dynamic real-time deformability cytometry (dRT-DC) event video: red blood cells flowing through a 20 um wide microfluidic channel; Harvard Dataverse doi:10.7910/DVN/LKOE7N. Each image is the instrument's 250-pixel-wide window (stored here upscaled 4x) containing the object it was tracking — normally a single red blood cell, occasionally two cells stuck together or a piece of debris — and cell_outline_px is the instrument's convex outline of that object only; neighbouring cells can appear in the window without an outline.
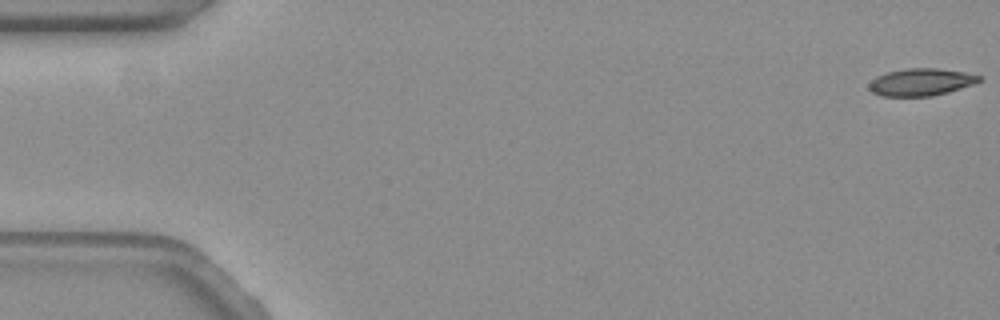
{"species": "common noctule bat (a hibernating species)", "species_latin": "Nyctalus noctula", "temperature_condition": "warm", "stored_images_in_passage": 60, "camera_frame_rate_fps": 3000, "um_per_image_px": 0.085, "animal": {"sex": "female", "body_mass_g": 19.3, "forearm_length_mm": 54.1}, "frame": {"image": 1, "passage_image": 1, "time_ms": 0.0, "image_size_px": [1000, 320], "cell_outline_px": [[980, 80], [972, 84], [948, 92], [932, 96], [880, 96], [872, 92], [868, 88], [868, 84], [876, 76], [888, 72], [908, 68], [936, 68], [964, 72], [980, 76]], "centroid_in_image_um": [78.23, 6.98], "position_along_channel_um": 6.8, "area_um2": 17.34}}
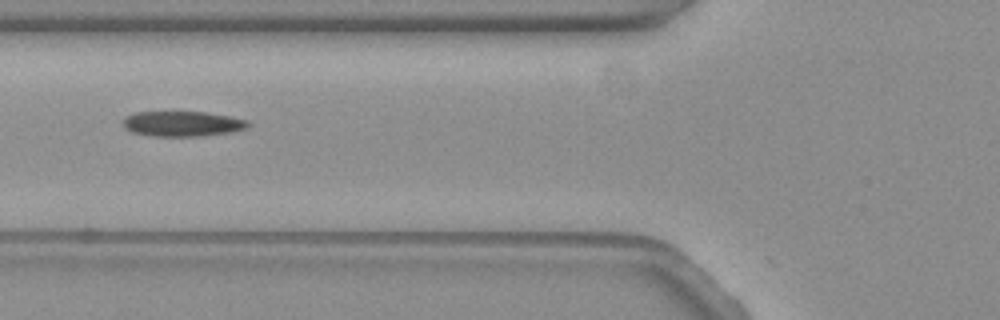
{"frame": {"image": 2, "passage_image": 23, "time_ms": 7.333, "image_size_px": [1000, 320], "cell_outline_px": [[252, 124], [248, 128], [232, 132], [200, 136], [152, 136], [132, 132], [124, 128], [124, 116], [136, 112], [208, 112], [248, 120]], "centroid_in_image_um": [15.54, 10.52], "position_along_channel_um": 110.3, "area_um2": 18.5}}
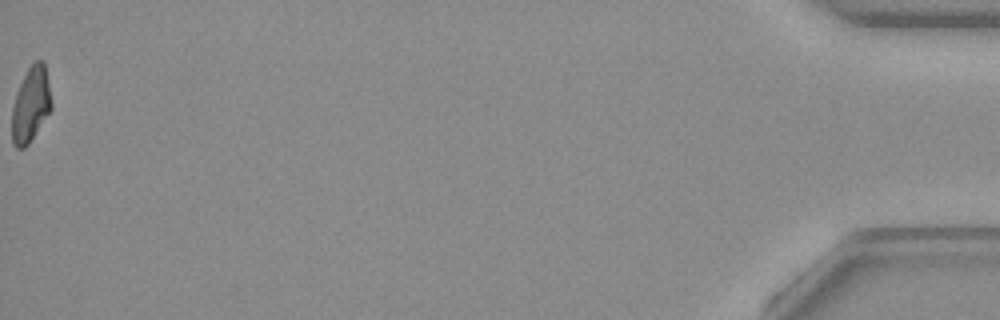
{"frame": {"image": 3, "passage_image": 60, "time_ms": 19.667, "image_size_px": [1000, 320], "cell_outline_px": [[52, 108], [28, 144], [24, 148], [16, 148], [12, 144], [12, 108], [16, 92], [28, 68], [36, 60], [44, 60], [52, 104]], "centroid_in_image_um": [2.61, 8.89], "position_along_channel_um": 432.6, "area_um2": 17.11}, "authors_computed_cell_mechanics": {"area_um2": 18.2648, "velocity_mm_per_s": 3.4992, "shape_relaxation_time_tau1_ms": 10.0861, "shape_relaxation_time_tau2_ms": 3.9427, "deformation_change_tau1": 0.2427, "deformation_change_tau2": 0.1185}}